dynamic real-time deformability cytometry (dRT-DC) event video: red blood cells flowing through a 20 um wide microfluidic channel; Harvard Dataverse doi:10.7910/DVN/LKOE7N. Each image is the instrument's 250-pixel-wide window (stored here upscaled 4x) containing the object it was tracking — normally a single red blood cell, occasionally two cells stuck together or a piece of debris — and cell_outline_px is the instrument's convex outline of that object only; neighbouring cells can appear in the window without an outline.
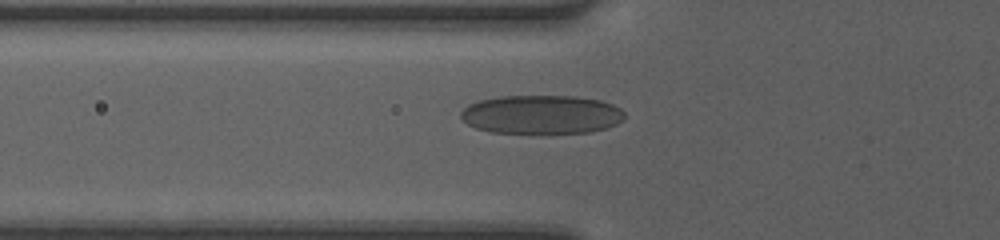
{"species": "human", "species_latin": "Homo sapiens", "temperature_condition": "room temperature", "stored_images_in_passage": 22, "camera_frame_rate_fps": 3000, "um_per_image_px": 0.085, "donor": {"sex": "female"}, "frame": {"image": 1, "passage_image": 2, "time_ms": 0.333, "image_size_px": [1000, 240], "cell_outline_px": [[624, 120], [616, 124], [592, 132], [540, 136], [488, 132], [476, 128], [468, 124], [460, 116], [460, 112], [468, 104], [480, 100], [500, 96], [576, 96], [600, 100], [612, 104], [620, 108], [624, 112]], "centroid_in_image_um": [46.02, 9.78], "position_along_channel_um": 79.8, "area_um2": 38.32}}
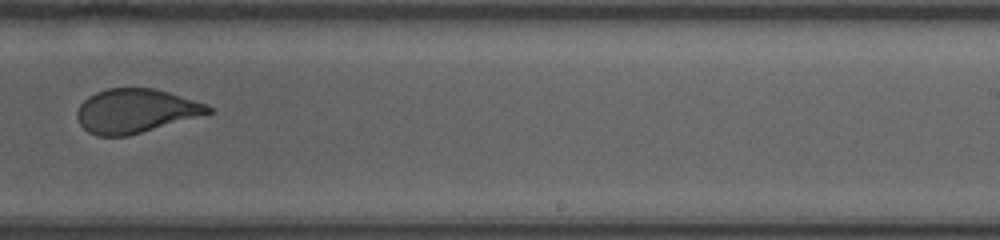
{"frame": {"image": 2, "passage_image": 11, "time_ms": 3.333, "image_size_px": [1000, 240], "cell_outline_px": [[212, 112], [128, 136], [96, 136], [88, 132], [80, 124], [76, 116], [76, 112], [80, 104], [88, 96], [96, 92], [108, 88], [152, 88], [168, 92], [208, 104], [212, 108]], "centroid_in_image_um": [11.48, 9.42], "position_along_channel_um": 277.5, "area_um2": 33.41}}
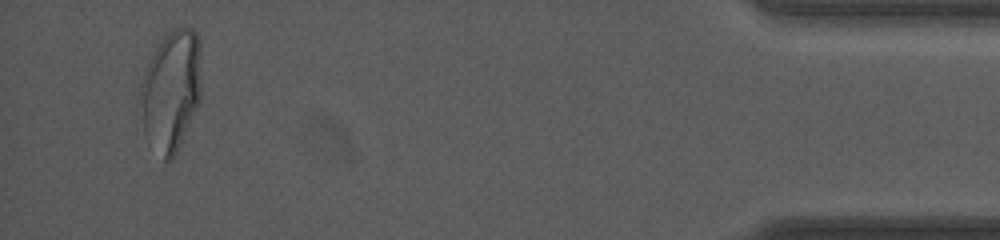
{"frame": {"image": 3, "passage_image": 21, "time_ms": 6.667, "image_size_px": [1000, 240], "cell_outline_px": [[200, 100], [176, 152], [172, 160], [164, 160], [144, 136], [140, 92], [140, 84], [144, 72], [156, 48], [168, 32], [176, 28], [192, 28], [196, 32], [200, 40]], "centroid_in_image_um": [14.54, 7.69], "position_along_channel_um": 420.7, "area_um2": 42.48}}